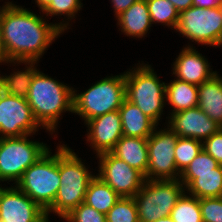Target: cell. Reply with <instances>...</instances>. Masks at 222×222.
<instances>
[{"label":"cell","mask_w":222,"mask_h":222,"mask_svg":"<svg viewBox=\"0 0 222 222\" xmlns=\"http://www.w3.org/2000/svg\"><path fill=\"white\" fill-rule=\"evenodd\" d=\"M6 3L0 8L5 61H38L52 41L67 29L68 23L47 24L41 16Z\"/></svg>","instance_id":"obj_1"},{"label":"cell","mask_w":222,"mask_h":222,"mask_svg":"<svg viewBox=\"0 0 222 222\" xmlns=\"http://www.w3.org/2000/svg\"><path fill=\"white\" fill-rule=\"evenodd\" d=\"M73 90L37 70L26 99L38 124L53 132L63 111L73 113Z\"/></svg>","instance_id":"obj_2"},{"label":"cell","mask_w":222,"mask_h":222,"mask_svg":"<svg viewBox=\"0 0 222 222\" xmlns=\"http://www.w3.org/2000/svg\"><path fill=\"white\" fill-rule=\"evenodd\" d=\"M81 159L66 145L59 146L60 186L54 202L45 210L63 218L83 203L89 183L95 177L87 170Z\"/></svg>","instance_id":"obj_3"},{"label":"cell","mask_w":222,"mask_h":222,"mask_svg":"<svg viewBox=\"0 0 222 222\" xmlns=\"http://www.w3.org/2000/svg\"><path fill=\"white\" fill-rule=\"evenodd\" d=\"M126 99L125 72L121 75L106 77L81 94L73 91V113L85 122L119 110Z\"/></svg>","instance_id":"obj_4"},{"label":"cell","mask_w":222,"mask_h":222,"mask_svg":"<svg viewBox=\"0 0 222 222\" xmlns=\"http://www.w3.org/2000/svg\"><path fill=\"white\" fill-rule=\"evenodd\" d=\"M126 99L135 104L156 124L160 120L166 98V84L160 83L150 65H140L125 73Z\"/></svg>","instance_id":"obj_5"},{"label":"cell","mask_w":222,"mask_h":222,"mask_svg":"<svg viewBox=\"0 0 222 222\" xmlns=\"http://www.w3.org/2000/svg\"><path fill=\"white\" fill-rule=\"evenodd\" d=\"M51 155L48 150L28 167L16 186L46 210L53 202L60 186L59 146ZM51 155V156H50Z\"/></svg>","instance_id":"obj_6"},{"label":"cell","mask_w":222,"mask_h":222,"mask_svg":"<svg viewBox=\"0 0 222 222\" xmlns=\"http://www.w3.org/2000/svg\"><path fill=\"white\" fill-rule=\"evenodd\" d=\"M184 185L176 180H147L134 196L139 222L167 217L184 194Z\"/></svg>","instance_id":"obj_7"},{"label":"cell","mask_w":222,"mask_h":222,"mask_svg":"<svg viewBox=\"0 0 222 222\" xmlns=\"http://www.w3.org/2000/svg\"><path fill=\"white\" fill-rule=\"evenodd\" d=\"M27 137H0V181L17 183L24 171L49 150L45 144Z\"/></svg>","instance_id":"obj_8"},{"label":"cell","mask_w":222,"mask_h":222,"mask_svg":"<svg viewBox=\"0 0 222 222\" xmlns=\"http://www.w3.org/2000/svg\"><path fill=\"white\" fill-rule=\"evenodd\" d=\"M188 39L210 46H222V14L219 7L192 6L179 13L176 29Z\"/></svg>","instance_id":"obj_9"},{"label":"cell","mask_w":222,"mask_h":222,"mask_svg":"<svg viewBox=\"0 0 222 222\" xmlns=\"http://www.w3.org/2000/svg\"><path fill=\"white\" fill-rule=\"evenodd\" d=\"M167 129L161 131L154 130L151 136L147 139V180L180 179L179 174L181 173L177 172L174 151L179 136L170 128Z\"/></svg>","instance_id":"obj_10"},{"label":"cell","mask_w":222,"mask_h":222,"mask_svg":"<svg viewBox=\"0 0 222 222\" xmlns=\"http://www.w3.org/2000/svg\"><path fill=\"white\" fill-rule=\"evenodd\" d=\"M40 127L26 98L4 93L0 101L1 137L31 135ZM4 134V135H3Z\"/></svg>","instance_id":"obj_11"},{"label":"cell","mask_w":222,"mask_h":222,"mask_svg":"<svg viewBox=\"0 0 222 222\" xmlns=\"http://www.w3.org/2000/svg\"><path fill=\"white\" fill-rule=\"evenodd\" d=\"M97 156L100 158V169L97 176L120 197H134L145 181L144 176L111 152H105Z\"/></svg>","instance_id":"obj_12"},{"label":"cell","mask_w":222,"mask_h":222,"mask_svg":"<svg viewBox=\"0 0 222 222\" xmlns=\"http://www.w3.org/2000/svg\"><path fill=\"white\" fill-rule=\"evenodd\" d=\"M0 220L3 222H48L46 211L17 186L0 187Z\"/></svg>","instance_id":"obj_13"},{"label":"cell","mask_w":222,"mask_h":222,"mask_svg":"<svg viewBox=\"0 0 222 222\" xmlns=\"http://www.w3.org/2000/svg\"><path fill=\"white\" fill-rule=\"evenodd\" d=\"M170 129L181 138L205 140L216 133L220 127L211 120L198 106L171 113Z\"/></svg>","instance_id":"obj_14"},{"label":"cell","mask_w":222,"mask_h":222,"mask_svg":"<svg viewBox=\"0 0 222 222\" xmlns=\"http://www.w3.org/2000/svg\"><path fill=\"white\" fill-rule=\"evenodd\" d=\"M87 140L95 148L97 155L111 152L123 136L119 110L95 117L87 122Z\"/></svg>","instance_id":"obj_15"},{"label":"cell","mask_w":222,"mask_h":222,"mask_svg":"<svg viewBox=\"0 0 222 222\" xmlns=\"http://www.w3.org/2000/svg\"><path fill=\"white\" fill-rule=\"evenodd\" d=\"M208 61L196 49L185 47L174 63L173 74L177 79L199 86L217 72L210 71Z\"/></svg>","instance_id":"obj_16"},{"label":"cell","mask_w":222,"mask_h":222,"mask_svg":"<svg viewBox=\"0 0 222 222\" xmlns=\"http://www.w3.org/2000/svg\"><path fill=\"white\" fill-rule=\"evenodd\" d=\"M179 180L190 196L199 199L222 197V165L215 168L214 172L181 173Z\"/></svg>","instance_id":"obj_17"},{"label":"cell","mask_w":222,"mask_h":222,"mask_svg":"<svg viewBox=\"0 0 222 222\" xmlns=\"http://www.w3.org/2000/svg\"><path fill=\"white\" fill-rule=\"evenodd\" d=\"M111 153L139 171L146 179L148 167V144L146 138L123 135Z\"/></svg>","instance_id":"obj_18"},{"label":"cell","mask_w":222,"mask_h":222,"mask_svg":"<svg viewBox=\"0 0 222 222\" xmlns=\"http://www.w3.org/2000/svg\"><path fill=\"white\" fill-rule=\"evenodd\" d=\"M122 123V133L129 137L148 139L157 124L146 116L135 104L125 99L119 108Z\"/></svg>","instance_id":"obj_19"},{"label":"cell","mask_w":222,"mask_h":222,"mask_svg":"<svg viewBox=\"0 0 222 222\" xmlns=\"http://www.w3.org/2000/svg\"><path fill=\"white\" fill-rule=\"evenodd\" d=\"M198 107L222 127V78L217 73L198 86Z\"/></svg>","instance_id":"obj_20"},{"label":"cell","mask_w":222,"mask_h":222,"mask_svg":"<svg viewBox=\"0 0 222 222\" xmlns=\"http://www.w3.org/2000/svg\"><path fill=\"white\" fill-rule=\"evenodd\" d=\"M117 19L121 31L133 37H143L152 24L146 0L136 1Z\"/></svg>","instance_id":"obj_21"},{"label":"cell","mask_w":222,"mask_h":222,"mask_svg":"<svg viewBox=\"0 0 222 222\" xmlns=\"http://www.w3.org/2000/svg\"><path fill=\"white\" fill-rule=\"evenodd\" d=\"M166 101L177 113L198 106V86L176 79L166 84Z\"/></svg>","instance_id":"obj_22"},{"label":"cell","mask_w":222,"mask_h":222,"mask_svg":"<svg viewBox=\"0 0 222 222\" xmlns=\"http://www.w3.org/2000/svg\"><path fill=\"white\" fill-rule=\"evenodd\" d=\"M120 196L100 177L95 176L86 191L84 203L106 215Z\"/></svg>","instance_id":"obj_23"},{"label":"cell","mask_w":222,"mask_h":222,"mask_svg":"<svg viewBox=\"0 0 222 222\" xmlns=\"http://www.w3.org/2000/svg\"><path fill=\"white\" fill-rule=\"evenodd\" d=\"M6 63H27L28 66L25 71H17L12 73L9 76H0L2 79L5 92L11 95H15L18 97L27 98L28 90L30 88L31 80L37 71L34 68V64L37 62L36 60H9L5 61Z\"/></svg>","instance_id":"obj_24"},{"label":"cell","mask_w":222,"mask_h":222,"mask_svg":"<svg viewBox=\"0 0 222 222\" xmlns=\"http://www.w3.org/2000/svg\"><path fill=\"white\" fill-rule=\"evenodd\" d=\"M174 222H203L200 199L185 193L178 200L169 215Z\"/></svg>","instance_id":"obj_25"},{"label":"cell","mask_w":222,"mask_h":222,"mask_svg":"<svg viewBox=\"0 0 222 222\" xmlns=\"http://www.w3.org/2000/svg\"><path fill=\"white\" fill-rule=\"evenodd\" d=\"M149 14L153 23H164V25L171 26L176 29L179 12L168 0H146Z\"/></svg>","instance_id":"obj_26"},{"label":"cell","mask_w":222,"mask_h":222,"mask_svg":"<svg viewBox=\"0 0 222 222\" xmlns=\"http://www.w3.org/2000/svg\"><path fill=\"white\" fill-rule=\"evenodd\" d=\"M203 142L197 139L178 137L175 146V164L182 173L192 160L202 151Z\"/></svg>","instance_id":"obj_27"},{"label":"cell","mask_w":222,"mask_h":222,"mask_svg":"<svg viewBox=\"0 0 222 222\" xmlns=\"http://www.w3.org/2000/svg\"><path fill=\"white\" fill-rule=\"evenodd\" d=\"M106 222H139L134 197H120L107 212Z\"/></svg>","instance_id":"obj_28"},{"label":"cell","mask_w":222,"mask_h":222,"mask_svg":"<svg viewBox=\"0 0 222 222\" xmlns=\"http://www.w3.org/2000/svg\"><path fill=\"white\" fill-rule=\"evenodd\" d=\"M63 218L68 222H106V215L84 202L72 209Z\"/></svg>","instance_id":"obj_29"},{"label":"cell","mask_w":222,"mask_h":222,"mask_svg":"<svg viewBox=\"0 0 222 222\" xmlns=\"http://www.w3.org/2000/svg\"><path fill=\"white\" fill-rule=\"evenodd\" d=\"M203 222H222V197L200 199Z\"/></svg>","instance_id":"obj_30"},{"label":"cell","mask_w":222,"mask_h":222,"mask_svg":"<svg viewBox=\"0 0 222 222\" xmlns=\"http://www.w3.org/2000/svg\"><path fill=\"white\" fill-rule=\"evenodd\" d=\"M220 164L206 151H202L192 160L182 173H205L214 172Z\"/></svg>","instance_id":"obj_31"},{"label":"cell","mask_w":222,"mask_h":222,"mask_svg":"<svg viewBox=\"0 0 222 222\" xmlns=\"http://www.w3.org/2000/svg\"><path fill=\"white\" fill-rule=\"evenodd\" d=\"M80 0H53L51 5L43 12L50 16L65 14L69 18H73L75 13L81 9Z\"/></svg>","instance_id":"obj_32"},{"label":"cell","mask_w":222,"mask_h":222,"mask_svg":"<svg viewBox=\"0 0 222 222\" xmlns=\"http://www.w3.org/2000/svg\"><path fill=\"white\" fill-rule=\"evenodd\" d=\"M203 150L222 165V128L203 141Z\"/></svg>","instance_id":"obj_33"},{"label":"cell","mask_w":222,"mask_h":222,"mask_svg":"<svg viewBox=\"0 0 222 222\" xmlns=\"http://www.w3.org/2000/svg\"><path fill=\"white\" fill-rule=\"evenodd\" d=\"M138 0H111L113 3V8L115 9L116 17L127 10L133 3Z\"/></svg>","instance_id":"obj_34"},{"label":"cell","mask_w":222,"mask_h":222,"mask_svg":"<svg viewBox=\"0 0 222 222\" xmlns=\"http://www.w3.org/2000/svg\"><path fill=\"white\" fill-rule=\"evenodd\" d=\"M170 1L176 10L180 13L193 6V0H168Z\"/></svg>","instance_id":"obj_35"},{"label":"cell","mask_w":222,"mask_h":222,"mask_svg":"<svg viewBox=\"0 0 222 222\" xmlns=\"http://www.w3.org/2000/svg\"><path fill=\"white\" fill-rule=\"evenodd\" d=\"M222 0H193V6L201 8H215Z\"/></svg>","instance_id":"obj_36"},{"label":"cell","mask_w":222,"mask_h":222,"mask_svg":"<svg viewBox=\"0 0 222 222\" xmlns=\"http://www.w3.org/2000/svg\"><path fill=\"white\" fill-rule=\"evenodd\" d=\"M5 62V49L2 39V25H1V17H0V63Z\"/></svg>","instance_id":"obj_37"},{"label":"cell","mask_w":222,"mask_h":222,"mask_svg":"<svg viewBox=\"0 0 222 222\" xmlns=\"http://www.w3.org/2000/svg\"><path fill=\"white\" fill-rule=\"evenodd\" d=\"M53 0H36L35 2L39 8L44 12L52 3Z\"/></svg>","instance_id":"obj_38"},{"label":"cell","mask_w":222,"mask_h":222,"mask_svg":"<svg viewBox=\"0 0 222 222\" xmlns=\"http://www.w3.org/2000/svg\"><path fill=\"white\" fill-rule=\"evenodd\" d=\"M153 222H174L170 216L162 217Z\"/></svg>","instance_id":"obj_39"},{"label":"cell","mask_w":222,"mask_h":222,"mask_svg":"<svg viewBox=\"0 0 222 222\" xmlns=\"http://www.w3.org/2000/svg\"><path fill=\"white\" fill-rule=\"evenodd\" d=\"M4 93H5L4 85H3L2 79L0 78V101Z\"/></svg>","instance_id":"obj_40"},{"label":"cell","mask_w":222,"mask_h":222,"mask_svg":"<svg viewBox=\"0 0 222 222\" xmlns=\"http://www.w3.org/2000/svg\"><path fill=\"white\" fill-rule=\"evenodd\" d=\"M218 7H219L221 14H222V1L219 3Z\"/></svg>","instance_id":"obj_41"}]
</instances>
